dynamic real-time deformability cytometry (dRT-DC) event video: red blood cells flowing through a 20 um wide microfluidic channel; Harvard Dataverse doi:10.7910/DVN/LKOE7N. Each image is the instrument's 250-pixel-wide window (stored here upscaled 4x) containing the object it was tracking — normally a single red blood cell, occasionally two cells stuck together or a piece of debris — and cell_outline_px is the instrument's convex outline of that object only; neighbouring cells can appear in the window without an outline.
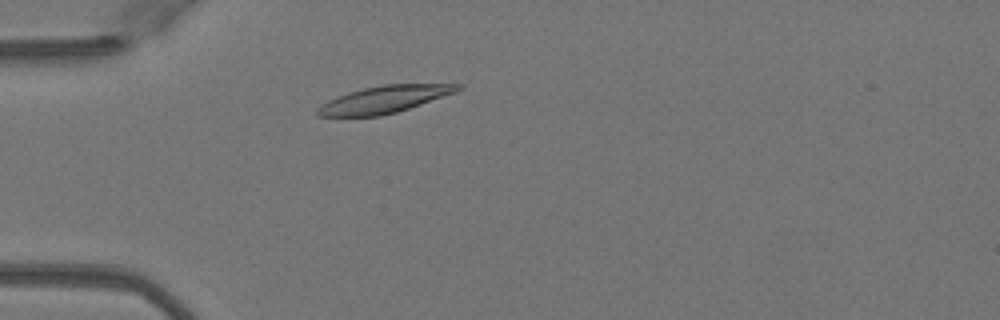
{"species": "Egyptian fruit bat (a non-hibernating species)", "species_latin": "Rousettus aegyptiacus", "temperature_condition": "warm", "stored_images_in_passage": 15, "camera_frame_rate_fps": 3000, "um_per_image_px": 0.085, "animal": {"sex": "female"}, "frame": {"image": 1, "passage_image": 4, "time_ms": 1.0, "image_size_px": [1000, 320], "cell_outline_px": [[464, 88], [456, 92], [396, 112], [380, 116], [316, 116], [316, 108], [328, 100], [348, 92], [364, 88], [384, 84], [464, 84]], "centroid_in_image_um": [32.66, 8.44], "position_along_channel_um": 52.3, "area_um2": 21.96}}
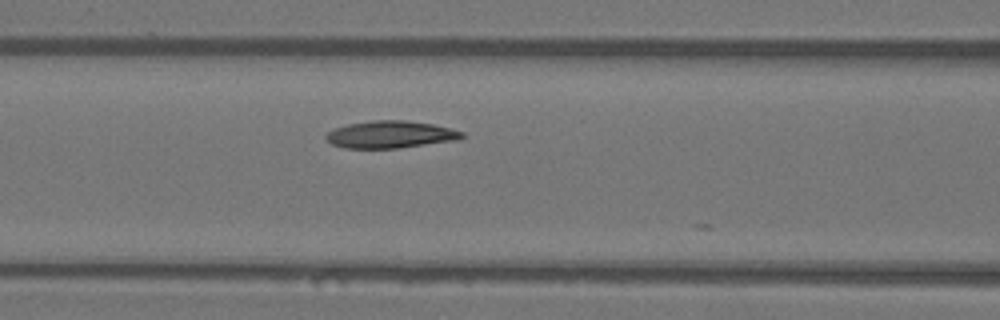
{"frame": {"image": 2, "passage_image": 11, "time_ms": 3.333, "image_size_px": [1000, 320], "cell_outline_px": [[464, 136], [460, 140], [396, 148], [344, 148], [332, 144], [324, 136], [328, 132], [336, 128], [348, 124], [372, 120], [404, 120], [432, 124], [464, 132]], "centroid_in_image_um": [33.2, 11.43], "position_along_channel_um": 133.4, "area_um2": 21.44}}
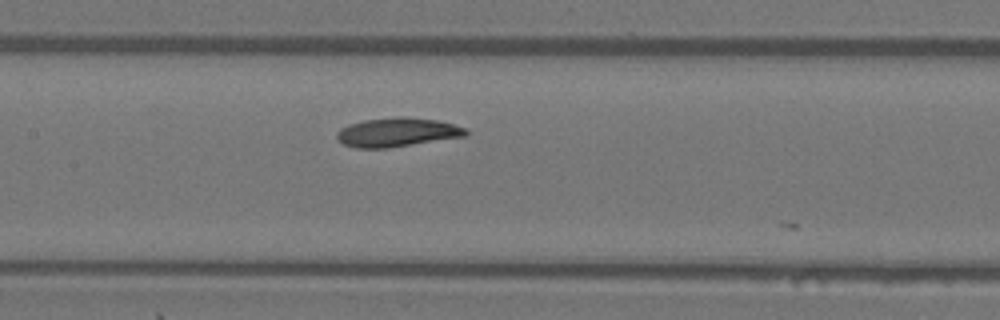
{"frame": {"image": 3, "passage_image": 14, "time_ms": 4.333, "image_size_px": [1000, 320], "cell_outline_px": [[468, 132], [464, 136], [388, 148], [356, 148], [344, 144], [336, 136], [336, 132], [340, 128], [348, 124], [364, 120], [396, 116], [404, 116], [436, 120], [468, 128]], "centroid_in_image_um": [33.73, 11.23], "position_along_channel_um": 173.7, "area_um2": 21.73}}